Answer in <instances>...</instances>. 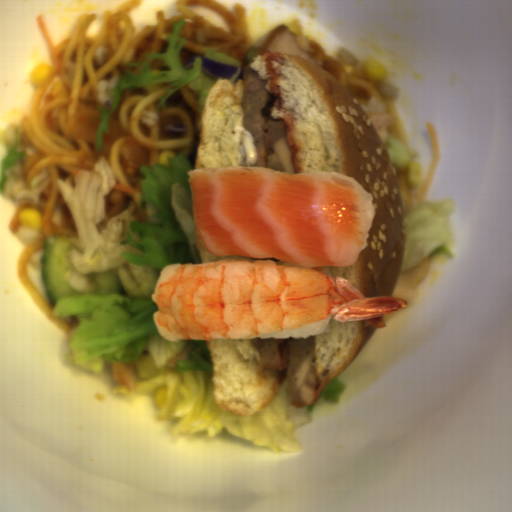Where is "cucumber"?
I'll list each match as a JSON object with an SVG mask.
<instances>
[{
    "label": "cucumber",
    "mask_w": 512,
    "mask_h": 512,
    "mask_svg": "<svg viewBox=\"0 0 512 512\" xmlns=\"http://www.w3.org/2000/svg\"><path fill=\"white\" fill-rule=\"evenodd\" d=\"M74 247V240L59 233L47 238L43 244L40 271L50 306L54 307L61 299L75 296L100 297L120 293L119 275L111 269L90 273L87 277L88 288L75 290L69 283Z\"/></svg>",
    "instance_id": "cucumber-1"
}]
</instances>
